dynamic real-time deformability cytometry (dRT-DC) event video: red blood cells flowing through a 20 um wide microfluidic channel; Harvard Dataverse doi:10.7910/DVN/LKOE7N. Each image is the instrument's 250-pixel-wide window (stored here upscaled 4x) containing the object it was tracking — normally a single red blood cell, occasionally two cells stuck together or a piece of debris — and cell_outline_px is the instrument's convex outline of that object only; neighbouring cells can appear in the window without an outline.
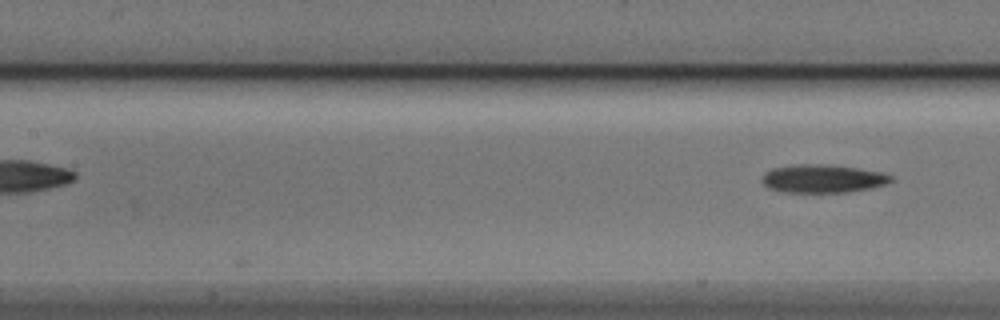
{"species": "Egyptian fruit bat (a non-hibernating species)", "species_latin": "Rousettus aegyptiacus", "temperature_condition": "cold", "stored_images_in_passage": 22, "camera_frame_rate_fps": 3000, "um_per_image_px": 0.085, "animal": {"sex": "male"}, "frame": {"image": 1, "passage_image": 22, "time_ms": 7.0, "image_size_px": [1000, 320], "cell_outline_px": [[896, 180], [888, 184], [872, 188], [848, 192], [784, 192], [768, 188], [760, 180], [764, 172], [772, 168], [796, 164], [820, 164], [856, 168], [880, 172], [892, 176]], "centroid_in_image_um": [69.93, 15.19], "position_along_channel_um": 137.5, "area_um2": 21.33}}